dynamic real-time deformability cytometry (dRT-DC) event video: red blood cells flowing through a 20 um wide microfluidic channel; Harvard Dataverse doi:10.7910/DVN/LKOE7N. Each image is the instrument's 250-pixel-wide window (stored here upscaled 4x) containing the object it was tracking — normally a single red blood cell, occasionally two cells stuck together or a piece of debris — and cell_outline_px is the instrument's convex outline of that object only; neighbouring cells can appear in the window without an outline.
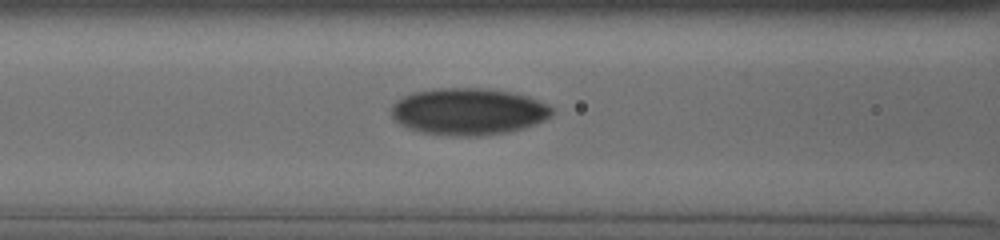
{"species": "human", "species_latin": "Homo sapiens", "temperature_condition": "cold", "stored_images_in_passage": 33, "camera_frame_rate_fps": 3000, "um_per_image_px": 0.085, "donor": {"sex": "male"}, "frame": {"image": 1, "passage_image": 5, "time_ms": 1.667, "image_size_px": [1000, 240], "cell_outline_px": [[552, 112], [544, 120], [524, 128], [508, 132], [480, 136], [456, 136], [420, 132], [400, 124], [392, 116], [392, 104], [404, 96], [416, 92], [436, 88], [484, 88], [512, 92], [528, 96], [548, 104], [552, 108]], "centroid_in_image_um": [39.82, 9.48], "position_along_channel_um": 126.8, "area_um2": 43.7}}
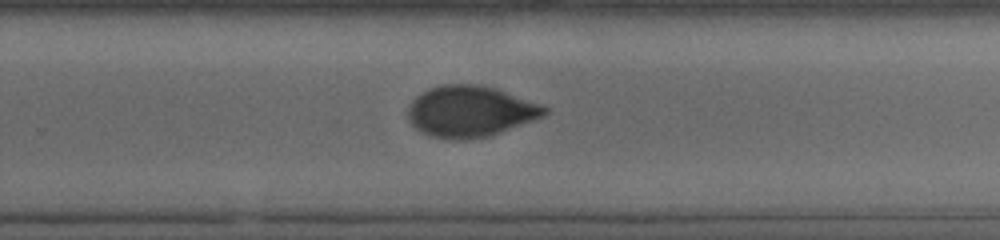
{"frame": {"image": 2, "passage_image": 17, "time_ms": 6.0, "image_size_px": [1000, 240], "cell_outline_px": [[548, 112], [544, 116], [488, 136], [456, 140], [452, 140], [432, 136], [416, 128], [408, 120], [408, 108], [412, 100], [420, 92], [428, 88], [440, 84], [476, 84], [496, 88], [540, 104], [548, 108]], "centroid_in_image_um": [39.94, 9.45], "position_along_channel_um": 289.9, "area_um2": 40.46}}
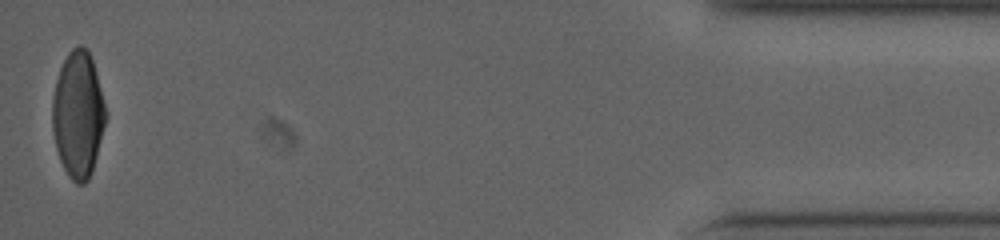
{"frame": {"image": 3, "passage_image": 33, "time_ms": 11.667, "image_size_px": [1000, 240], "cell_outline_px": [[104, 124], [92, 172], [88, 180], [84, 184], [76, 184], [68, 176], [60, 160], [56, 148], [52, 128], [52, 100], [56, 80], [60, 68], [68, 52], [76, 44], [80, 44], [88, 48], [92, 60], [104, 104]], "centroid_in_image_um": [6.6, 9.72], "position_along_channel_um": 428.6, "area_um2": 38.78}, "authors_computed_cell_mechanics": {"area_um2": 40.9802, "velocity_mm_per_s": 3.7695, "shape_relaxation_time_tau1_ms": 4.0824, "shape_relaxation_time_tau2_ms": 2.8595, "deformation_change_tau1": 0.1363, "deformation_change_tau2": 0.0548}}